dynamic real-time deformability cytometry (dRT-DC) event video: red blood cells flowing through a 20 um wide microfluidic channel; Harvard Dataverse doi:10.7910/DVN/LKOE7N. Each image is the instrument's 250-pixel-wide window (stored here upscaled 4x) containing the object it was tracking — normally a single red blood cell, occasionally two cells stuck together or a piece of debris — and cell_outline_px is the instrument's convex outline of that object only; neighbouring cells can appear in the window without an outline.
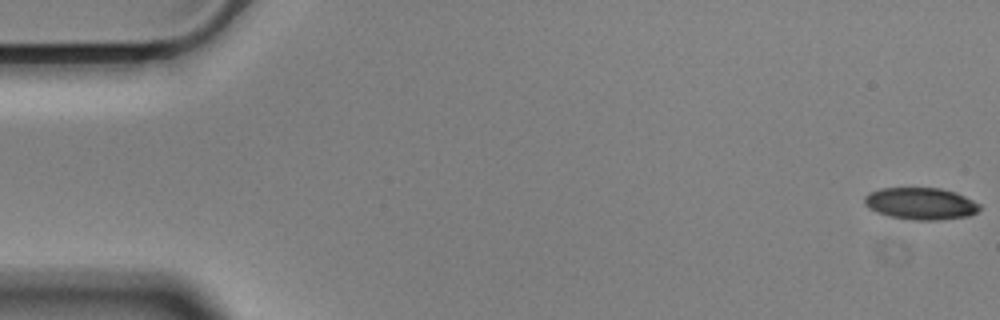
{"species": "Egyptian fruit bat (a non-hibernating species)", "species_latin": "Rousettus aegyptiacus", "temperature_condition": "cold", "stored_images_in_passage": 57, "camera_frame_rate_fps": 3000, "um_per_image_px": 0.085, "animal": {"sex": "male"}, "frame": {"image": 1, "passage_image": 1, "time_ms": 0.0, "image_size_px": [1000, 320], "cell_outline_px": [[980, 208], [976, 212], [968, 216], [940, 220], [916, 220], [888, 216], [876, 212], [868, 208], [864, 204], [864, 196], [868, 192], [880, 188], [940, 188], [956, 192], [980, 204]], "centroid_in_image_um": [78.22, 17.3], "position_along_channel_um": 6.8, "area_um2": 21.56}}
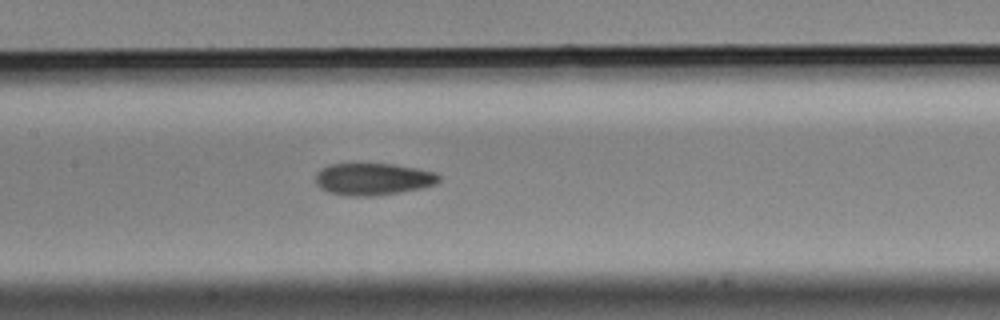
{"frame": {"image": 2, "passage_image": 27, "time_ms": 8.667, "image_size_px": [1000, 320], "cell_outline_px": [[440, 180], [436, 184], [420, 188], [400, 192], [372, 196], [348, 196], [328, 192], [320, 188], [316, 184], [316, 172], [328, 164], [392, 164], [416, 168], [436, 172], [440, 176]], "centroid_in_image_um": [31.69, 15.22], "position_along_channel_um": 175.7, "area_um2": 23.06}}
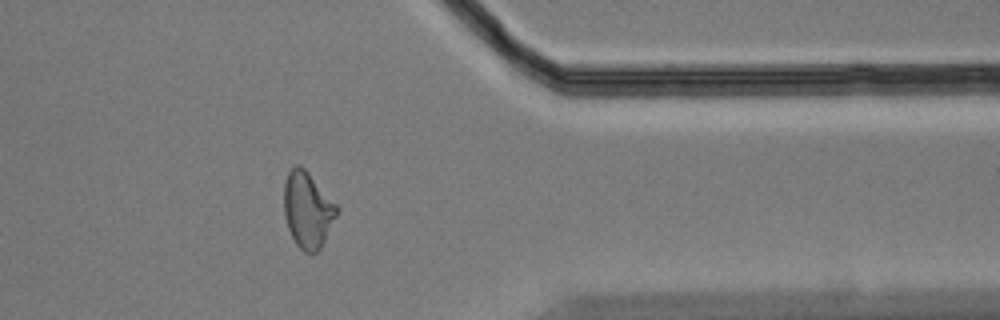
{"frame": {"image": 3, "passage_image": 46, "time_ms": 15.0, "image_size_px": [1000, 320], "cell_outline_px": [[340, 212], [320, 248], [316, 252], [304, 252], [296, 244], [288, 228], [284, 216], [284, 184], [288, 172], [296, 164], [300, 164], [308, 172], [340, 208]], "centroid_in_image_um": [26.16, 17.83], "position_along_channel_um": 385.2, "area_um2": 23.47}, "authors_computed_cell_mechanics": {"area_um2": 22.9466, "velocity_mm_per_s": 3.5387, "shape_relaxation_time_tau1_ms": 8.0096, "shape_relaxation_time_tau2_ms": 2.0126, "deformation_change_tau1": 0.2045, "deformation_change_tau2": 0.0803}}